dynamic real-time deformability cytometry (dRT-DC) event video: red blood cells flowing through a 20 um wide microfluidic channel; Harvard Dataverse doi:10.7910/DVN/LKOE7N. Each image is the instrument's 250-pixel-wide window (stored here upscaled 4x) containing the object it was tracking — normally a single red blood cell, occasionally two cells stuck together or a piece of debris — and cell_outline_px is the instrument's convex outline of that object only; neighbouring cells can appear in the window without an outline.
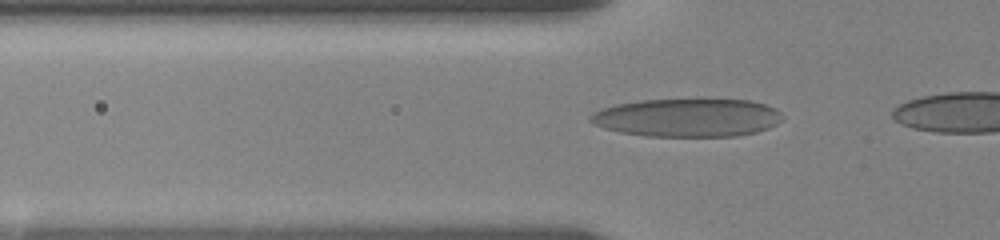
{"species": "human", "species_latin": "Homo sapiens", "temperature_condition": "room temperature", "stored_images_in_passage": 37, "camera_frame_rate_fps": 3000, "um_per_image_px": 0.085, "donor": {"sex": "female"}, "frame": {"image": 1, "passage_image": 23, "time_ms": 4.333, "image_size_px": [1000, 240], "cell_outline_px": [[784, 120], [768, 128], [756, 132], [736, 136], [648, 136], [620, 132], [604, 128], [588, 120], [588, 116], [592, 112], [616, 104], [640, 100], [748, 100], [764, 104], [776, 108], [784, 116]], "centroid_in_image_um": [58.44, 10.0], "position_along_channel_um": 67.4, "area_um2": 42.71}}
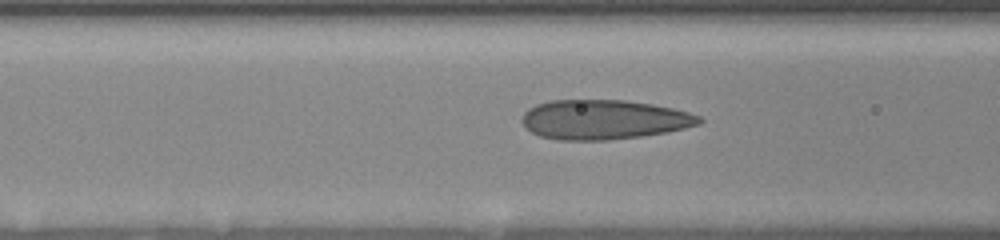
{"frame": {"image": 2, "passage_image": 29, "time_ms": 5.667, "image_size_px": [1000, 240], "cell_outline_px": [[704, 120], [700, 124], [684, 128], [664, 132], [640, 136], [608, 140], [556, 140], [540, 136], [532, 132], [520, 120], [524, 112], [528, 108], [536, 104], [548, 100], [624, 100], [652, 104], [672, 108], [688, 112], [700, 116]], "centroid_in_image_um": [51.3, 10.16], "position_along_channel_um": 115.3, "area_um2": 40.86}}
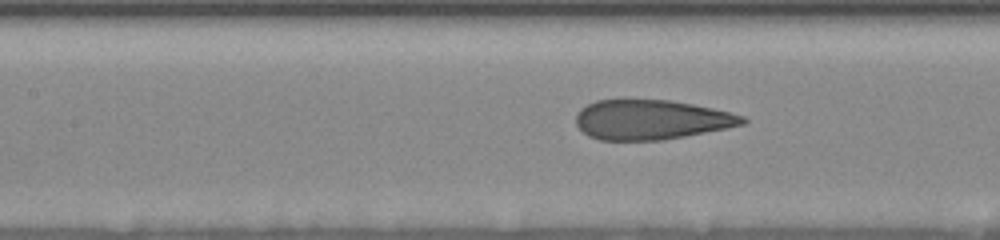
{"frame": {"image": 3, "passage_image": 33, "time_ms": 6.667, "image_size_px": [1000, 240], "cell_outline_px": [[748, 120], [744, 124], [664, 140], [600, 140], [588, 136], [576, 124], [576, 112], [580, 108], [596, 100], [672, 100], [712, 108], [744, 116]], "centroid_in_image_um": [55.31, 10.17], "position_along_channel_um": 152.1, "area_um2": 38.32}}